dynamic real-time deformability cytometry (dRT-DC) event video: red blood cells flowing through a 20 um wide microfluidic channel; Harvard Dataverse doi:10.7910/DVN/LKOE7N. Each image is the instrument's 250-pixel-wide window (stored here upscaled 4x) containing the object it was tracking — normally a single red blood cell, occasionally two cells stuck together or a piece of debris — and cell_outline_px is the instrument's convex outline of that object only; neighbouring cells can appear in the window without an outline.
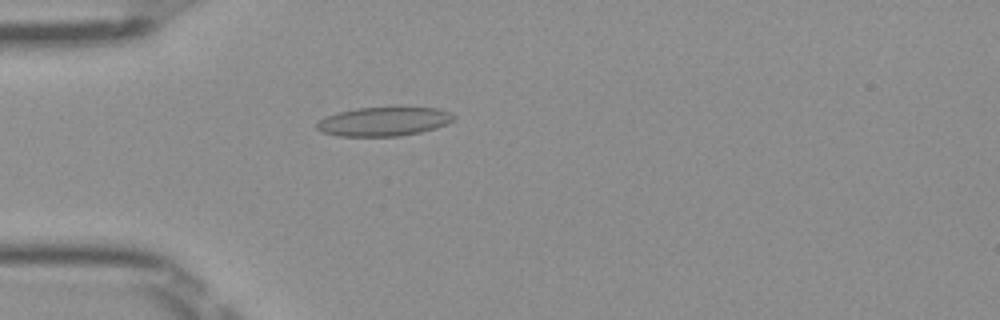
{"species": "Egyptian fruit bat (a non-hibernating species)", "species_latin": "Rousettus aegyptiacus", "temperature_condition": "room temperature", "stored_images_in_passage": 45, "camera_frame_rate_fps": 3000, "um_per_image_px": 0.085, "frame": {"image": 1, "passage_image": 9, "time_ms": 2.667, "image_size_px": [1000, 320], "cell_outline_px": [[456, 116], [448, 124], [436, 128], [420, 132], [400, 136], [340, 136], [320, 132], [316, 128], [316, 124], [324, 116], [336, 112], [356, 108], [392, 104], [440, 108]], "centroid_in_image_um": [32.64, 10.27], "position_along_channel_um": 52.4, "area_um2": 24.33}}
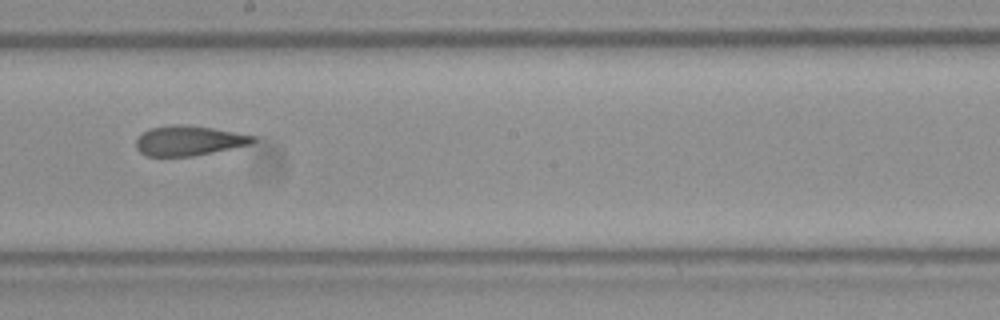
{"frame": {"image": 2, "passage_image": 23, "time_ms": 7.333, "image_size_px": [1000, 320], "cell_outline_px": [[256, 140], [248, 144], [212, 152], [192, 156], [144, 156], [136, 148], [136, 140], [148, 128], [172, 124], [184, 124], [212, 128], [256, 136]], "centroid_in_image_um": [15.99, 11.95], "position_along_channel_um": 232.2, "area_um2": 20.17}}
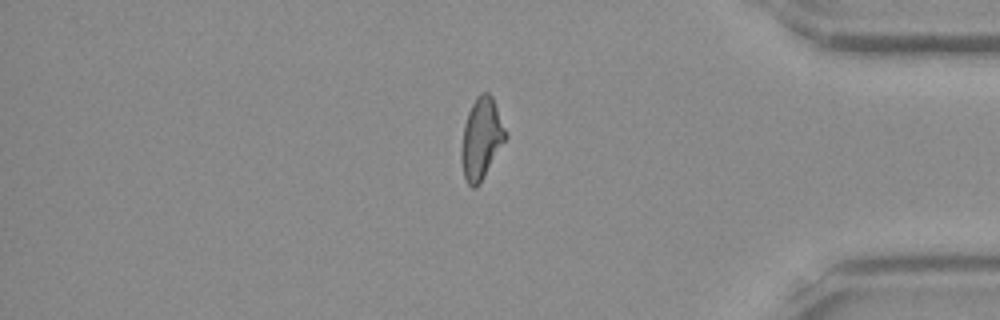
{"frame": {"image": 3, "passage_image": 37, "time_ms": 12.0, "image_size_px": [1000, 320], "cell_outline_px": [[508, 136], [480, 184], [476, 188], [472, 188], [468, 184], [464, 176], [460, 160], [460, 148], [464, 124], [468, 112], [476, 96], [480, 92], [488, 92], [492, 96], [508, 132]], "centroid_in_image_um": [40.91, 11.78], "position_along_channel_um": 394.3, "area_um2": 21.33}, "authors_computed_cell_mechanics": {"area_um2": 21.0392, "velocity_mm_per_s": 4.052, "shape_relaxation_time_tau1_ms": null, "shape_relaxation_time_tau2_ms": 2.7137, "deformation_change_tau1": null, "deformation_change_tau2": 0.1265}}